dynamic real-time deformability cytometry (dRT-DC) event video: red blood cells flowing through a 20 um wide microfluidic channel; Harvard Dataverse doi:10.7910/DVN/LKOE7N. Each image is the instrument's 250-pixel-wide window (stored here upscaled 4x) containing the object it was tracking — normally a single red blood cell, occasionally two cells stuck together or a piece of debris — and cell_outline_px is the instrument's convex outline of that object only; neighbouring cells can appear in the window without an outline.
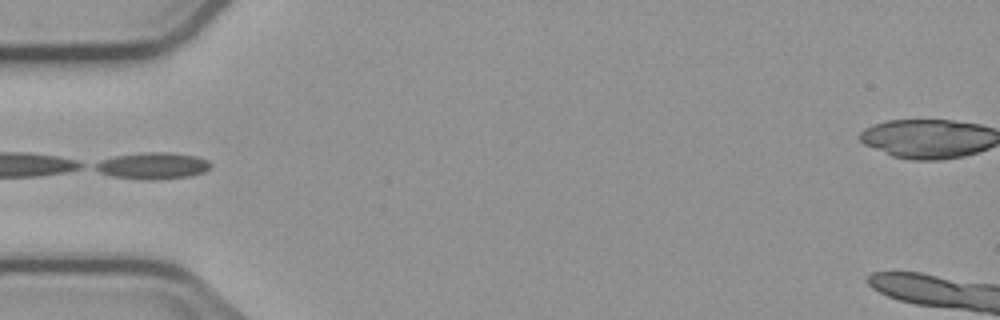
{"species": "common noctule bat (a hibernating species)", "species_latin": "Nyctalus noctula", "temperature_condition": "cold", "stored_images_in_passage": 5, "camera_frame_rate_fps": 3000, "um_per_image_px": 0.085, "animal": {"sex": "male", "body_mass_g": 23.1, "forearm_length_mm": 52.7}, "frame": {"image": 1, "passage_image": 3, "time_ms": 2.667, "image_size_px": [1000, 320], "cell_outline_px": [[212, 164], [204, 172], [192, 176], [152, 180], [140, 180], [112, 176], [100, 172], [92, 168], [92, 164], [100, 160], [116, 156], [148, 152], [168, 152], [196, 156], [208, 160]], "centroid_in_image_um": [12.96, 14.1], "position_along_channel_um": 72.0, "area_um2": 18.03}}
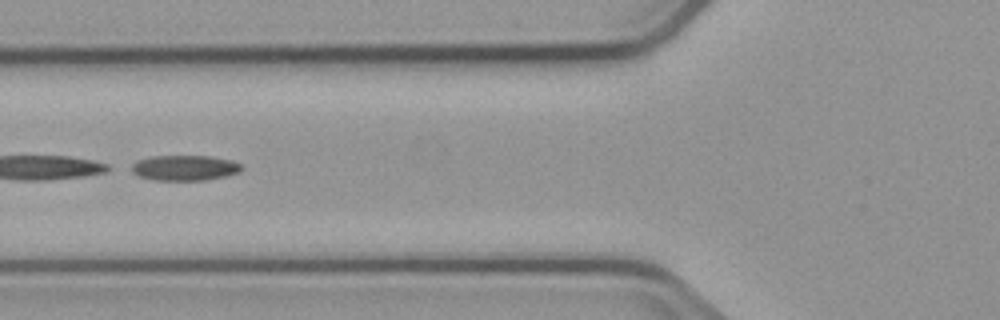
{"frame": {"image": 2, "passage_image": 4, "time_ms": 3.667, "image_size_px": [1000, 320], "cell_outline_px": [[244, 168], [240, 172], [224, 176], [204, 180], [152, 180], [140, 176], [124, 168], [136, 160], [152, 156], [208, 156], [232, 160], [240, 164]], "centroid_in_image_um": [15.61, 14.26], "position_along_channel_um": 110.2, "area_um2": 16.53}}
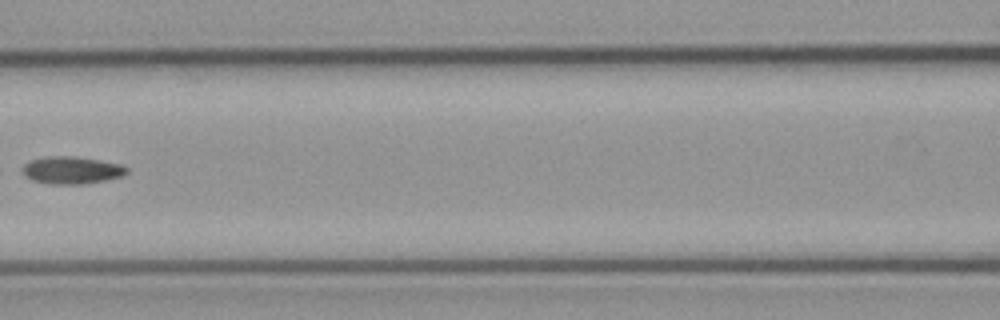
{"frame": {"image": 3, "passage_image": 5, "time_ms": 5.0, "image_size_px": [1000, 320], "cell_outline_px": [[128, 172], [120, 176], [104, 180], [84, 184], [48, 184], [32, 180], [24, 176], [24, 164], [32, 160], [52, 156], [68, 156], [96, 160], [120, 164], [128, 168]], "centroid_in_image_um": [6.08, 14.48], "position_along_channel_um": 160.5, "area_um2": 16.24}}